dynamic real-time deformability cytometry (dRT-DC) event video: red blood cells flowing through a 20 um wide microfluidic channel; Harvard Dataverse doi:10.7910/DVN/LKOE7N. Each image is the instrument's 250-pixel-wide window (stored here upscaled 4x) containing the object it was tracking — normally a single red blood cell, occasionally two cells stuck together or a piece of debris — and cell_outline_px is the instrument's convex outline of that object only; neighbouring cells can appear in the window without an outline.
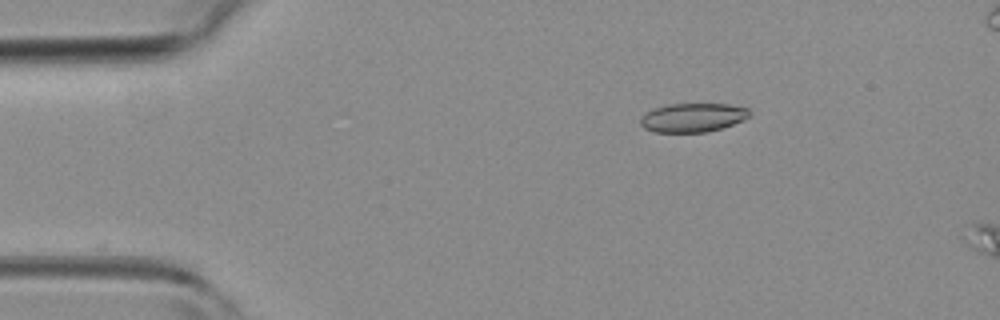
{"species": "common noctule bat (a hibernating species)", "species_latin": "Nyctalus noctula", "temperature_condition": "room temperature", "stored_images_in_passage": 2, "camera_frame_rate_fps": 3000, "um_per_image_px": 0.085, "animal": {"sex": "female", "body_mass_g": 19.3, "forearm_length_mm": 54.1}, "frame": {"image": 1, "passage_image": 1, "time_ms": 0.0, "image_size_px": [1000, 320], "cell_outline_px": [[748, 116], [744, 120], [708, 132], [656, 132], [644, 128], [640, 124], [640, 116], [652, 108], [668, 104], [728, 104], [748, 108]], "centroid_in_image_um": [58.83, 9.99], "position_along_channel_um": 26.2, "area_um2": 18.32}}